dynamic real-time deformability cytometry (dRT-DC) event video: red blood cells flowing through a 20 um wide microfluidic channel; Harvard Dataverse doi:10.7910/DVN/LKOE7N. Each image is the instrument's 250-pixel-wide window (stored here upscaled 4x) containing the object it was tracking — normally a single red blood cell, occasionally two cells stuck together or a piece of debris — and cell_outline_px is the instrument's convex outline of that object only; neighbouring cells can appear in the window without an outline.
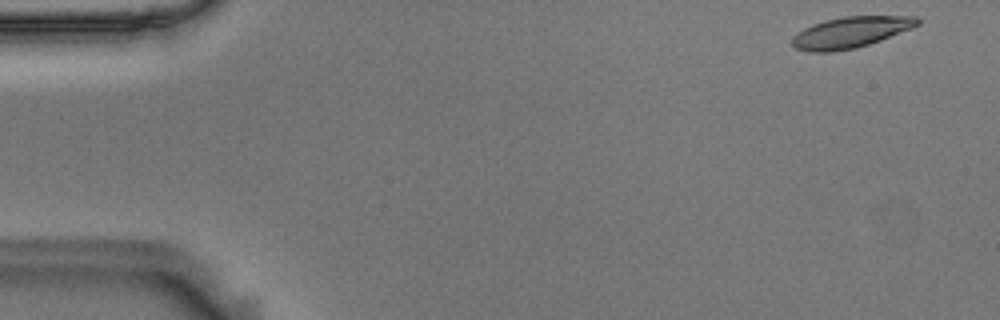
{"species": "Egyptian fruit bat (a non-hibernating species)", "species_latin": "Rousettus aegyptiacus", "temperature_condition": "room temperature", "stored_images_in_passage": 53, "camera_frame_rate_fps": 3000, "um_per_image_px": 0.085, "animal": {"sex": "male"}, "frame": {"image": 1, "passage_image": 1, "time_ms": 0.0, "image_size_px": [1000, 320], "cell_outline_px": [[920, 24], [912, 28], [880, 40], [856, 48], [832, 52], [808, 52], [796, 48], [792, 44], [792, 36], [804, 28], [812, 24], [824, 20], [844, 16], [916, 16], [920, 20]], "centroid_in_image_um": [72.28, 2.74], "position_along_channel_um": 12.7, "area_um2": 22.72}}
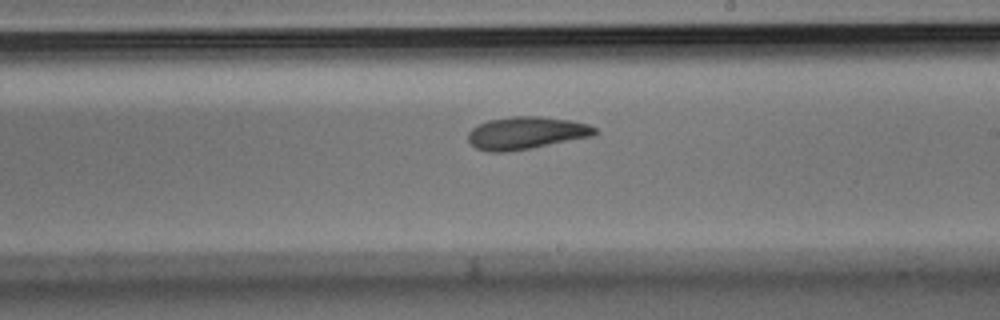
{"frame": {"image": 2, "passage_image": 30, "time_ms": 9.667, "image_size_px": [1000, 320], "cell_outline_px": [[600, 132], [592, 136], [532, 148], [508, 152], [488, 152], [476, 148], [468, 140], [468, 132], [472, 128], [488, 120], [512, 116], [540, 116], [572, 120], [588, 124], [596, 128]], "centroid_in_image_um": [44.74, 11.3], "position_along_channel_um": 244.3, "area_um2": 24.16}}
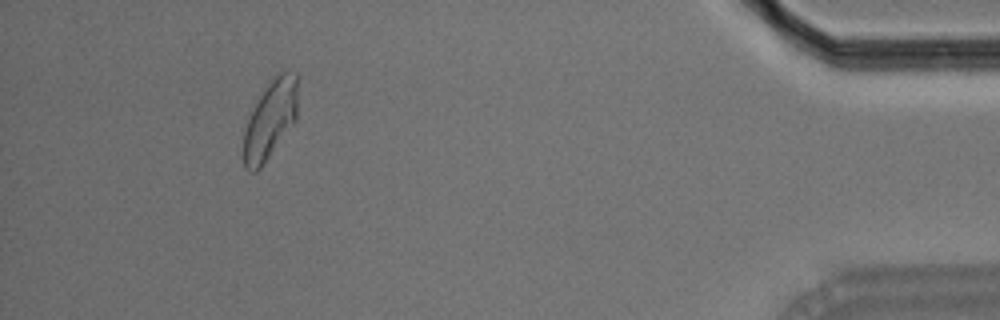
{"frame": {"image": 3, "passage_image": 49, "time_ms": 16.0, "image_size_px": [1000, 320], "cell_outline_px": [[296, 116], [260, 168], [256, 172], [248, 172], [244, 168], [244, 132], [248, 120], [264, 88], [276, 72], [296, 72]], "centroid_in_image_um": [22.93, 10.15], "position_along_channel_um": 412.3, "area_um2": 23.7}, "authors_computed_cell_mechanics": {"area_um2": 23.8714, "velocity_mm_per_s": 3.6099, "shape_relaxation_time_tau1_ms": 5.7, "shape_relaxation_time_tau2_ms": 3.9621, "deformation_change_tau1": 0.1652, "deformation_change_tau2": 0.1045}}